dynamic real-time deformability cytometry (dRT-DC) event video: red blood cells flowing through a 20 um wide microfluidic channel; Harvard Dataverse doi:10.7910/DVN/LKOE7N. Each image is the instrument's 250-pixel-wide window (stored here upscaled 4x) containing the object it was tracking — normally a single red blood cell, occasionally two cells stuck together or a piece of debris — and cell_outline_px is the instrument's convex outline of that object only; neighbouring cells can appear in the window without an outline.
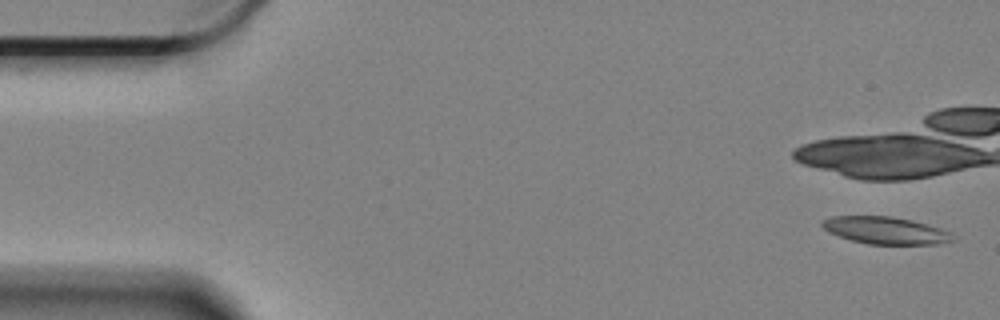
{"species": "Egyptian fruit bat (a non-hibernating species)", "species_latin": "Rousettus aegyptiacus", "temperature_condition": "cold", "stored_images_in_passage": 7, "camera_frame_rate_fps": 3000, "um_per_image_px": 0.085, "animal": {"sex": "female"}, "frame": {"image": 1, "passage_image": 1, "time_ms": 0.0, "image_size_px": [1000, 320], "cell_outline_px": [[956, 240], [936, 244], [868, 244], [852, 240], [840, 236], [824, 228], [820, 224], [824, 220], [832, 216], [892, 216], [912, 220], [940, 228], [952, 232]], "centroid_in_image_um": [75.33, 19.58], "position_along_channel_um": 9.7, "area_um2": 20.58}}